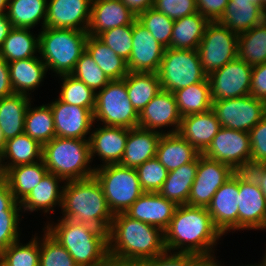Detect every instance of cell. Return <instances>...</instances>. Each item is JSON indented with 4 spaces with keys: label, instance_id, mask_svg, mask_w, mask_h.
I'll use <instances>...</instances> for the list:
<instances>
[{
    "label": "cell",
    "instance_id": "6da1fadb",
    "mask_svg": "<svg viewBox=\"0 0 266 266\" xmlns=\"http://www.w3.org/2000/svg\"><path fill=\"white\" fill-rule=\"evenodd\" d=\"M222 236L207 208L178 205L164 231V242L169 251L207 255L216 252Z\"/></svg>",
    "mask_w": 266,
    "mask_h": 266
},
{
    "label": "cell",
    "instance_id": "7a4b0ae2",
    "mask_svg": "<svg viewBox=\"0 0 266 266\" xmlns=\"http://www.w3.org/2000/svg\"><path fill=\"white\" fill-rule=\"evenodd\" d=\"M165 250L164 231L125 213L114 215L108 232L109 259H147Z\"/></svg>",
    "mask_w": 266,
    "mask_h": 266
},
{
    "label": "cell",
    "instance_id": "3957f363",
    "mask_svg": "<svg viewBox=\"0 0 266 266\" xmlns=\"http://www.w3.org/2000/svg\"><path fill=\"white\" fill-rule=\"evenodd\" d=\"M50 220V221H49ZM44 229L72 256L77 266H108V232L67 218H49Z\"/></svg>",
    "mask_w": 266,
    "mask_h": 266
},
{
    "label": "cell",
    "instance_id": "277c9868",
    "mask_svg": "<svg viewBox=\"0 0 266 266\" xmlns=\"http://www.w3.org/2000/svg\"><path fill=\"white\" fill-rule=\"evenodd\" d=\"M60 218L109 232L113 213L95 176L64 184Z\"/></svg>",
    "mask_w": 266,
    "mask_h": 266
},
{
    "label": "cell",
    "instance_id": "5b68a950",
    "mask_svg": "<svg viewBox=\"0 0 266 266\" xmlns=\"http://www.w3.org/2000/svg\"><path fill=\"white\" fill-rule=\"evenodd\" d=\"M42 160L48 172L65 182L94 176L89 140L54 137L43 145ZM91 164V165H90Z\"/></svg>",
    "mask_w": 266,
    "mask_h": 266
},
{
    "label": "cell",
    "instance_id": "8992f818",
    "mask_svg": "<svg viewBox=\"0 0 266 266\" xmlns=\"http://www.w3.org/2000/svg\"><path fill=\"white\" fill-rule=\"evenodd\" d=\"M39 33V56L53 76L70 75L86 50L87 31L44 27Z\"/></svg>",
    "mask_w": 266,
    "mask_h": 266
},
{
    "label": "cell",
    "instance_id": "52a82bcc",
    "mask_svg": "<svg viewBox=\"0 0 266 266\" xmlns=\"http://www.w3.org/2000/svg\"><path fill=\"white\" fill-rule=\"evenodd\" d=\"M94 176L102 186L113 215L125 211L144 193L135 168L120 164L95 167Z\"/></svg>",
    "mask_w": 266,
    "mask_h": 266
},
{
    "label": "cell",
    "instance_id": "ba28073f",
    "mask_svg": "<svg viewBox=\"0 0 266 266\" xmlns=\"http://www.w3.org/2000/svg\"><path fill=\"white\" fill-rule=\"evenodd\" d=\"M93 117L95 124L128 129L138 127L139 114L129 100L124 78L111 80L96 92Z\"/></svg>",
    "mask_w": 266,
    "mask_h": 266
},
{
    "label": "cell",
    "instance_id": "9c48e42d",
    "mask_svg": "<svg viewBox=\"0 0 266 266\" xmlns=\"http://www.w3.org/2000/svg\"><path fill=\"white\" fill-rule=\"evenodd\" d=\"M161 89L169 92L204 81L198 50L165 48L157 72Z\"/></svg>",
    "mask_w": 266,
    "mask_h": 266
},
{
    "label": "cell",
    "instance_id": "30bf717a",
    "mask_svg": "<svg viewBox=\"0 0 266 266\" xmlns=\"http://www.w3.org/2000/svg\"><path fill=\"white\" fill-rule=\"evenodd\" d=\"M197 50L208 76L237 58L238 35L218 21L209 22Z\"/></svg>",
    "mask_w": 266,
    "mask_h": 266
},
{
    "label": "cell",
    "instance_id": "8fae6325",
    "mask_svg": "<svg viewBox=\"0 0 266 266\" xmlns=\"http://www.w3.org/2000/svg\"><path fill=\"white\" fill-rule=\"evenodd\" d=\"M221 127L249 132L266 114V102L251 94L212 101Z\"/></svg>",
    "mask_w": 266,
    "mask_h": 266
},
{
    "label": "cell",
    "instance_id": "7c38bea8",
    "mask_svg": "<svg viewBox=\"0 0 266 266\" xmlns=\"http://www.w3.org/2000/svg\"><path fill=\"white\" fill-rule=\"evenodd\" d=\"M202 154L230 165L235 171H248L251 167L249 133L221 127Z\"/></svg>",
    "mask_w": 266,
    "mask_h": 266
},
{
    "label": "cell",
    "instance_id": "4fadbf2b",
    "mask_svg": "<svg viewBox=\"0 0 266 266\" xmlns=\"http://www.w3.org/2000/svg\"><path fill=\"white\" fill-rule=\"evenodd\" d=\"M238 231L266 230V198L249 171H238Z\"/></svg>",
    "mask_w": 266,
    "mask_h": 266
},
{
    "label": "cell",
    "instance_id": "5bb4252c",
    "mask_svg": "<svg viewBox=\"0 0 266 266\" xmlns=\"http://www.w3.org/2000/svg\"><path fill=\"white\" fill-rule=\"evenodd\" d=\"M236 171L228 164L198 156L196 177L191 186L186 205L207 208L216 191L229 180Z\"/></svg>",
    "mask_w": 266,
    "mask_h": 266
},
{
    "label": "cell",
    "instance_id": "9a60e30c",
    "mask_svg": "<svg viewBox=\"0 0 266 266\" xmlns=\"http://www.w3.org/2000/svg\"><path fill=\"white\" fill-rule=\"evenodd\" d=\"M253 67L238 57L207 76L212 101L250 94Z\"/></svg>",
    "mask_w": 266,
    "mask_h": 266
},
{
    "label": "cell",
    "instance_id": "2e32d148",
    "mask_svg": "<svg viewBox=\"0 0 266 266\" xmlns=\"http://www.w3.org/2000/svg\"><path fill=\"white\" fill-rule=\"evenodd\" d=\"M181 120L174 94L161 89L139 114L138 127L161 134H174L178 133ZM168 127L171 129L163 130Z\"/></svg>",
    "mask_w": 266,
    "mask_h": 266
},
{
    "label": "cell",
    "instance_id": "e0dca14e",
    "mask_svg": "<svg viewBox=\"0 0 266 266\" xmlns=\"http://www.w3.org/2000/svg\"><path fill=\"white\" fill-rule=\"evenodd\" d=\"M48 104L52 110L56 137L89 140L94 125V109L71 105L59 98Z\"/></svg>",
    "mask_w": 266,
    "mask_h": 266
},
{
    "label": "cell",
    "instance_id": "ac0fdd59",
    "mask_svg": "<svg viewBox=\"0 0 266 266\" xmlns=\"http://www.w3.org/2000/svg\"><path fill=\"white\" fill-rule=\"evenodd\" d=\"M132 38L133 46L127 61L129 72L157 73L165 47L137 19L133 23Z\"/></svg>",
    "mask_w": 266,
    "mask_h": 266
},
{
    "label": "cell",
    "instance_id": "d6986e66",
    "mask_svg": "<svg viewBox=\"0 0 266 266\" xmlns=\"http://www.w3.org/2000/svg\"><path fill=\"white\" fill-rule=\"evenodd\" d=\"M238 171L213 195L207 207L215 226L225 236L238 231Z\"/></svg>",
    "mask_w": 266,
    "mask_h": 266
},
{
    "label": "cell",
    "instance_id": "ffe728a7",
    "mask_svg": "<svg viewBox=\"0 0 266 266\" xmlns=\"http://www.w3.org/2000/svg\"><path fill=\"white\" fill-rule=\"evenodd\" d=\"M95 125L94 123L89 138L91 161L93 162V158L97 156L102 163L98 164L97 167L119 164L124 154L129 129L101 124L95 128Z\"/></svg>",
    "mask_w": 266,
    "mask_h": 266
},
{
    "label": "cell",
    "instance_id": "44dd1931",
    "mask_svg": "<svg viewBox=\"0 0 266 266\" xmlns=\"http://www.w3.org/2000/svg\"><path fill=\"white\" fill-rule=\"evenodd\" d=\"M92 0H47L45 27L87 31Z\"/></svg>",
    "mask_w": 266,
    "mask_h": 266
},
{
    "label": "cell",
    "instance_id": "7402d4cb",
    "mask_svg": "<svg viewBox=\"0 0 266 266\" xmlns=\"http://www.w3.org/2000/svg\"><path fill=\"white\" fill-rule=\"evenodd\" d=\"M177 205L158 192H144L126 211L133 219L142 221L165 231Z\"/></svg>",
    "mask_w": 266,
    "mask_h": 266
},
{
    "label": "cell",
    "instance_id": "603a6c76",
    "mask_svg": "<svg viewBox=\"0 0 266 266\" xmlns=\"http://www.w3.org/2000/svg\"><path fill=\"white\" fill-rule=\"evenodd\" d=\"M64 184L62 178L47 172L40 183L20 202L22 212L31 214L41 210L39 213H44V216L50 214L51 217L56 207L61 209Z\"/></svg>",
    "mask_w": 266,
    "mask_h": 266
},
{
    "label": "cell",
    "instance_id": "cb8c5ba5",
    "mask_svg": "<svg viewBox=\"0 0 266 266\" xmlns=\"http://www.w3.org/2000/svg\"><path fill=\"white\" fill-rule=\"evenodd\" d=\"M136 19L121 0H92L87 33L97 37L106 30L131 25Z\"/></svg>",
    "mask_w": 266,
    "mask_h": 266
},
{
    "label": "cell",
    "instance_id": "d4e9b609",
    "mask_svg": "<svg viewBox=\"0 0 266 266\" xmlns=\"http://www.w3.org/2000/svg\"><path fill=\"white\" fill-rule=\"evenodd\" d=\"M221 124L212 109L207 112L182 117L178 133L200 154L209 146Z\"/></svg>",
    "mask_w": 266,
    "mask_h": 266
},
{
    "label": "cell",
    "instance_id": "484cf974",
    "mask_svg": "<svg viewBox=\"0 0 266 266\" xmlns=\"http://www.w3.org/2000/svg\"><path fill=\"white\" fill-rule=\"evenodd\" d=\"M9 65V76L14 93L27 96L43 84L48 72L40 56L12 61Z\"/></svg>",
    "mask_w": 266,
    "mask_h": 266
},
{
    "label": "cell",
    "instance_id": "4316f807",
    "mask_svg": "<svg viewBox=\"0 0 266 266\" xmlns=\"http://www.w3.org/2000/svg\"><path fill=\"white\" fill-rule=\"evenodd\" d=\"M161 133L140 127L129 129L121 162L123 167L136 168L156 156Z\"/></svg>",
    "mask_w": 266,
    "mask_h": 266
},
{
    "label": "cell",
    "instance_id": "83f0119b",
    "mask_svg": "<svg viewBox=\"0 0 266 266\" xmlns=\"http://www.w3.org/2000/svg\"><path fill=\"white\" fill-rule=\"evenodd\" d=\"M200 153L179 133L162 134L157 145L156 158L169 171L193 162Z\"/></svg>",
    "mask_w": 266,
    "mask_h": 266
},
{
    "label": "cell",
    "instance_id": "f1b7e54d",
    "mask_svg": "<svg viewBox=\"0 0 266 266\" xmlns=\"http://www.w3.org/2000/svg\"><path fill=\"white\" fill-rule=\"evenodd\" d=\"M266 19V12L248 0H229L225 12L218 21L237 35L247 32Z\"/></svg>",
    "mask_w": 266,
    "mask_h": 266
},
{
    "label": "cell",
    "instance_id": "f546056e",
    "mask_svg": "<svg viewBox=\"0 0 266 266\" xmlns=\"http://www.w3.org/2000/svg\"><path fill=\"white\" fill-rule=\"evenodd\" d=\"M33 96L13 93L0 99V129L6 140L24 133L25 114Z\"/></svg>",
    "mask_w": 266,
    "mask_h": 266
},
{
    "label": "cell",
    "instance_id": "4dcf8cb0",
    "mask_svg": "<svg viewBox=\"0 0 266 266\" xmlns=\"http://www.w3.org/2000/svg\"><path fill=\"white\" fill-rule=\"evenodd\" d=\"M198 157L190 163L169 171L168 176L158 192L167 200L173 201L177 206L186 205L191 186L196 177Z\"/></svg>",
    "mask_w": 266,
    "mask_h": 266
},
{
    "label": "cell",
    "instance_id": "1f68e13d",
    "mask_svg": "<svg viewBox=\"0 0 266 266\" xmlns=\"http://www.w3.org/2000/svg\"><path fill=\"white\" fill-rule=\"evenodd\" d=\"M43 146L23 133L6 141L2 161L5 171L18 165L33 164L42 160Z\"/></svg>",
    "mask_w": 266,
    "mask_h": 266
},
{
    "label": "cell",
    "instance_id": "d6a6232c",
    "mask_svg": "<svg viewBox=\"0 0 266 266\" xmlns=\"http://www.w3.org/2000/svg\"><path fill=\"white\" fill-rule=\"evenodd\" d=\"M208 23L200 12L174 20L170 48L197 50Z\"/></svg>",
    "mask_w": 266,
    "mask_h": 266
},
{
    "label": "cell",
    "instance_id": "836d02e7",
    "mask_svg": "<svg viewBox=\"0 0 266 266\" xmlns=\"http://www.w3.org/2000/svg\"><path fill=\"white\" fill-rule=\"evenodd\" d=\"M36 56H39V34L30 28L13 27L0 48V57L9 63Z\"/></svg>",
    "mask_w": 266,
    "mask_h": 266
},
{
    "label": "cell",
    "instance_id": "e575fe53",
    "mask_svg": "<svg viewBox=\"0 0 266 266\" xmlns=\"http://www.w3.org/2000/svg\"><path fill=\"white\" fill-rule=\"evenodd\" d=\"M48 172L43 160L33 164L18 165L6 171L5 180L17 202H21Z\"/></svg>",
    "mask_w": 266,
    "mask_h": 266
},
{
    "label": "cell",
    "instance_id": "d590c367",
    "mask_svg": "<svg viewBox=\"0 0 266 266\" xmlns=\"http://www.w3.org/2000/svg\"><path fill=\"white\" fill-rule=\"evenodd\" d=\"M7 16L14 28L45 27L47 0H8Z\"/></svg>",
    "mask_w": 266,
    "mask_h": 266
},
{
    "label": "cell",
    "instance_id": "8d00e7d4",
    "mask_svg": "<svg viewBox=\"0 0 266 266\" xmlns=\"http://www.w3.org/2000/svg\"><path fill=\"white\" fill-rule=\"evenodd\" d=\"M129 100L138 114L161 90L157 73L129 72L125 77Z\"/></svg>",
    "mask_w": 266,
    "mask_h": 266
},
{
    "label": "cell",
    "instance_id": "74e56055",
    "mask_svg": "<svg viewBox=\"0 0 266 266\" xmlns=\"http://www.w3.org/2000/svg\"><path fill=\"white\" fill-rule=\"evenodd\" d=\"M86 50L110 80L123 79L129 73L127 61L119 57L96 36L88 35Z\"/></svg>",
    "mask_w": 266,
    "mask_h": 266
},
{
    "label": "cell",
    "instance_id": "f35d334b",
    "mask_svg": "<svg viewBox=\"0 0 266 266\" xmlns=\"http://www.w3.org/2000/svg\"><path fill=\"white\" fill-rule=\"evenodd\" d=\"M173 94L182 117L212 109L210 85L207 78L202 82L178 89Z\"/></svg>",
    "mask_w": 266,
    "mask_h": 266
},
{
    "label": "cell",
    "instance_id": "ab89813d",
    "mask_svg": "<svg viewBox=\"0 0 266 266\" xmlns=\"http://www.w3.org/2000/svg\"><path fill=\"white\" fill-rule=\"evenodd\" d=\"M237 57L252 67L266 63V19L238 35Z\"/></svg>",
    "mask_w": 266,
    "mask_h": 266
},
{
    "label": "cell",
    "instance_id": "60d3db41",
    "mask_svg": "<svg viewBox=\"0 0 266 266\" xmlns=\"http://www.w3.org/2000/svg\"><path fill=\"white\" fill-rule=\"evenodd\" d=\"M24 133L42 146L51 141L55 136L54 119L49 104L33 107L29 104L25 114Z\"/></svg>",
    "mask_w": 266,
    "mask_h": 266
},
{
    "label": "cell",
    "instance_id": "b9f144b4",
    "mask_svg": "<svg viewBox=\"0 0 266 266\" xmlns=\"http://www.w3.org/2000/svg\"><path fill=\"white\" fill-rule=\"evenodd\" d=\"M39 255L40 236L36 233L35 235L32 234L30 241L27 243L23 244L19 239L10 244L0 254V258L8 266H39Z\"/></svg>",
    "mask_w": 266,
    "mask_h": 266
},
{
    "label": "cell",
    "instance_id": "7bdbcfd3",
    "mask_svg": "<svg viewBox=\"0 0 266 266\" xmlns=\"http://www.w3.org/2000/svg\"><path fill=\"white\" fill-rule=\"evenodd\" d=\"M61 87L57 96L62 102L84 107L95 108L96 92L89 88L84 82L76 79L71 74L58 76Z\"/></svg>",
    "mask_w": 266,
    "mask_h": 266
},
{
    "label": "cell",
    "instance_id": "ee69618b",
    "mask_svg": "<svg viewBox=\"0 0 266 266\" xmlns=\"http://www.w3.org/2000/svg\"><path fill=\"white\" fill-rule=\"evenodd\" d=\"M137 20L152 34L165 48H170L174 20L154 7L147 9L137 16Z\"/></svg>",
    "mask_w": 266,
    "mask_h": 266
},
{
    "label": "cell",
    "instance_id": "f6af8a7d",
    "mask_svg": "<svg viewBox=\"0 0 266 266\" xmlns=\"http://www.w3.org/2000/svg\"><path fill=\"white\" fill-rule=\"evenodd\" d=\"M71 75L84 82L94 92L102 90L111 81L92 59L87 50L82 53L76 62Z\"/></svg>",
    "mask_w": 266,
    "mask_h": 266
},
{
    "label": "cell",
    "instance_id": "bcb514c9",
    "mask_svg": "<svg viewBox=\"0 0 266 266\" xmlns=\"http://www.w3.org/2000/svg\"><path fill=\"white\" fill-rule=\"evenodd\" d=\"M42 230L39 266H77L68 251L44 228Z\"/></svg>",
    "mask_w": 266,
    "mask_h": 266
},
{
    "label": "cell",
    "instance_id": "7dc6e473",
    "mask_svg": "<svg viewBox=\"0 0 266 266\" xmlns=\"http://www.w3.org/2000/svg\"><path fill=\"white\" fill-rule=\"evenodd\" d=\"M135 170L142 190L152 193L160 191L169 173L156 157L142 163Z\"/></svg>",
    "mask_w": 266,
    "mask_h": 266
},
{
    "label": "cell",
    "instance_id": "c3c4849f",
    "mask_svg": "<svg viewBox=\"0 0 266 266\" xmlns=\"http://www.w3.org/2000/svg\"><path fill=\"white\" fill-rule=\"evenodd\" d=\"M133 24L112 28L100 33L97 38L114 51L119 57L128 61L133 46Z\"/></svg>",
    "mask_w": 266,
    "mask_h": 266
},
{
    "label": "cell",
    "instance_id": "681fc988",
    "mask_svg": "<svg viewBox=\"0 0 266 266\" xmlns=\"http://www.w3.org/2000/svg\"><path fill=\"white\" fill-rule=\"evenodd\" d=\"M22 214V211H5V216H0V254L20 239Z\"/></svg>",
    "mask_w": 266,
    "mask_h": 266
},
{
    "label": "cell",
    "instance_id": "f907efd6",
    "mask_svg": "<svg viewBox=\"0 0 266 266\" xmlns=\"http://www.w3.org/2000/svg\"><path fill=\"white\" fill-rule=\"evenodd\" d=\"M153 7L172 20L198 12L196 0H154Z\"/></svg>",
    "mask_w": 266,
    "mask_h": 266
},
{
    "label": "cell",
    "instance_id": "816d5d0a",
    "mask_svg": "<svg viewBox=\"0 0 266 266\" xmlns=\"http://www.w3.org/2000/svg\"><path fill=\"white\" fill-rule=\"evenodd\" d=\"M248 133L251 145V166L266 162V114Z\"/></svg>",
    "mask_w": 266,
    "mask_h": 266
},
{
    "label": "cell",
    "instance_id": "f5cc1de1",
    "mask_svg": "<svg viewBox=\"0 0 266 266\" xmlns=\"http://www.w3.org/2000/svg\"><path fill=\"white\" fill-rule=\"evenodd\" d=\"M193 256L194 254L188 252L165 250L153 258L145 259V266H186Z\"/></svg>",
    "mask_w": 266,
    "mask_h": 266
},
{
    "label": "cell",
    "instance_id": "db71d44e",
    "mask_svg": "<svg viewBox=\"0 0 266 266\" xmlns=\"http://www.w3.org/2000/svg\"><path fill=\"white\" fill-rule=\"evenodd\" d=\"M228 3L229 0H196L198 12L209 22L219 21Z\"/></svg>",
    "mask_w": 266,
    "mask_h": 266
},
{
    "label": "cell",
    "instance_id": "11a10c76",
    "mask_svg": "<svg viewBox=\"0 0 266 266\" xmlns=\"http://www.w3.org/2000/svg\"><path fill=\"white\" fill-rule=\"evenodd\" d=\"M250 94L266 102V63L253 66Z\"/></svg>",
    "mask_w": 266,
    "mask_h": 266
},
{
    "label": "cell",
    "instance_id": "9f6ffc18",
    "mask_svg": "<svg viewBox=\"0 0 266 266\" xmlns=\"http://www.w3.org/2000/svg\"><path fill=\"white\" fill-rule=\"evenodd\" d=\"M5 211H22L20 203L14 199L7 181H0V216H5Z\"/></svg>",
    "mask_w": 266,
    "mask_h": 266
},
{
    "label": "cell",
    "instance_id": "6f0895ef",
    "mask_svg": "<svg viewBox=\"0 0 266 266\" xmlns=\"http://www.w3.org/2000/svg\"><path fill=\"white\" fill-rule=\"evenodd\" d=\"M8 62L0 57V99L13 94Z\"/></svg>",
    "mask_w": 266,
    "mask_h": 266
},
{
    "label": "cell",
    "instance_id": "680465c9",
    "mask_svg": "<svg viewBox=\"0 0 266 266\" xmlns=\"http://www.w3.org/2000/svg\"><path fill=\"white\" fill-rule=\"evenodd\" d=\"M215 253L207 255H194L186 264V266H218L221 261L216 259Z\"/></svg>",
    "mask_w": 266,
    "mask_h": 266
},
{
    "label": "cell",
    "instance_id": "91938a15",
    "mask_svg": "<svg viewBox=\"0 0 266 266\" xmlns=\"http://www.w3.org/2000/svg\"><path fill=\"white\" fill-rule=\"evenodd\" d=\"M257 180L264 197L266 198V162L253 165L248 170Z\"/></svg>",
    "mask_w": 266,
    "mask_h": 266
},
{
    "label": "cell",
    "instance_id": "94428289",
    "mask_svg": "<svg viewBox=\"0 0 266 266\" xmlns=\"http://www.w3.org/2000/svg\"><path fill=\"white\" fill-rule=\"evenodd\" d=\"M123 4L136 16L152 8L154 0H121Z\"/></svg>",
    "mask_w": 266,
    "mask_h": 266
},
{
    "label": "cell",
    "instance_id": "6125c7cd",
    "mask_svg": "<svg viewBox=\"0 0 266 266\" xmlns=\"http://www.w3.org/2000/svg\"><path fill=\"white\" fill-rule=\"evenodd\" d=\"M12 28L7 14L0 15V48Z\"/></svg>",
    "mask_w": 266,
    "mask_h": 266
},
{
    "label": "cell",
    "instance_id": "be15d7a7",
    "mask_svg": "<svg viewBox=\"0 0 266 266\" xmlns=\"http://www.w3.org/2000/svg\"><path fill=\"white\" fill-rule=\"evenodd\" d=\"M108 266H145V259H140V260L109 259Z\"/></svg>",
    "mask_w": 266,
    "mask_h": 266
},
{
    "label": "cell",
    "instance_id": "e7e4bbea",
    "mask_svg": "<svg viewBox=\"0 0 266 266\" xmlns=\"http://www.w3.org/2000/svg\"><path fill=\"white\" fill-rule=\"evenodd\" d=\"M8 0H0V15L7 14Z\"/></svg>",
    "mask_w": 266,
    "mask_h": 266
},
{
    "label": "cell",
    "instance_id": "03108f58",
    "mask_svg": "<svg viewBox=\"0 0 266 266\" xmlns=\"http://www.w3.org/2000/svg\"><path fill=\"white\" fill-rule=\"evenodd\" d=\"M6 177V171L4 169L3 161H2V154L0 153V181L4 180Z\"/></svg>",
    "mask_w": 266,
    "mask_h": 266
},
{
    "label": "cell",
    "instance_id": "003e7915",
    "mask_svg": "<svg viewBox=\"0 0 266 266\" xmlns=\"http://www.w3.org/2000/svg\"><path fill=\"white\" fill-rule=\"evenodd\" d=\"M6 141L7 140L5 139L4 134H3L2 130L0 129V153L1 154L3 153Z\"/></svg>",
    "mask_w": 266,
    "mask_h": 266
},
{
    "label": "cell",
    "instance_id": "a7ac6f4b",
    "mask_svg": "<svg viewBox=\"0 0 266 266\" xmlns=\"http://www.w3.org/2000/svg\"><path fill=\"white\" fill-rule=\"evenodd\" d=\"M263 256H262V260L260 262L254 263L253 265L254 266H266V251H265V254H263Z\"/></svg>",
    "mask_w": 266,
    "mask_h": 266
},
{
    "label": "cell",
    "instance_id": "89a4df30",
    "mask_svg": "<svg viewBox=\"0 0 266 266\" xmlns=\"http://www.w3.org/2000/svg\"><path fill=\"white\" fill-rule=\"evenodd\" d=\"M261 8L266 12V0H260Z\"/></svg>",
    "mask_w": 266,
    "mask_h": 266
},
{
    "label": "cell",
    "instance_id": "2644e50d",
    "mask_svg": "<svg viewBox=\"0 0 266 266\" xmlns=\"http://www.w3.org/2000/svg\"><path fill=\"white\" fill-rule=\"evenodd\" d=\"M248 1L253 3V4H257V5L261 6L260 0H248Z\"/></svg>",
    "mask_w": 266,
    "mask_h": 266
},
{
    "label": "cell",
    "instance_id": "8c879c8a",
    "mask_svg": "<svg viewBox=\"0 0 266 266\" xmlns=\"http://www.w3.org/2000/svg\"><path fill=\"white\" fill-rule=\"evenodd\" d=\"M0 266H8V265L0 258Z\"/></svg>",
    "mask_w": 266,
    "mask_h": 266
},
{
    "label": "cell",
    "instance_id": "753ad0ef",
    "mask_svg": "<svg viewBox=\"0 0 266 266\" xmlns=\"http://www.w3.org/2000/svg\"><path fill=\"white\" fill-rule=\"evenodd\" d=\"M218 266H227V265H224V264H222V262H221ZM229 266H230V265H229ZM231 266H233V265H231ZM237 266H240V265H237Z\"/></svg>",
    "mask_w": 266,
    "mask_h": 266
},
{
    "label": "cell",
    "instance_id": "34e18365",
    "mask_svg": "<svg viewBox=\"0 0 266 266\" xmlns=\"http://www.w3.org/2000/svg\"><path fill=\"white\" fill-rule=\"evenodd\" d=\"M244 264L240 265V266H243ZM244 266H254L252 263L251 264H247V265H244Z\"/></svg>",
    "mask_w": 266,
    "mask_h": 266
}]
</instances>
